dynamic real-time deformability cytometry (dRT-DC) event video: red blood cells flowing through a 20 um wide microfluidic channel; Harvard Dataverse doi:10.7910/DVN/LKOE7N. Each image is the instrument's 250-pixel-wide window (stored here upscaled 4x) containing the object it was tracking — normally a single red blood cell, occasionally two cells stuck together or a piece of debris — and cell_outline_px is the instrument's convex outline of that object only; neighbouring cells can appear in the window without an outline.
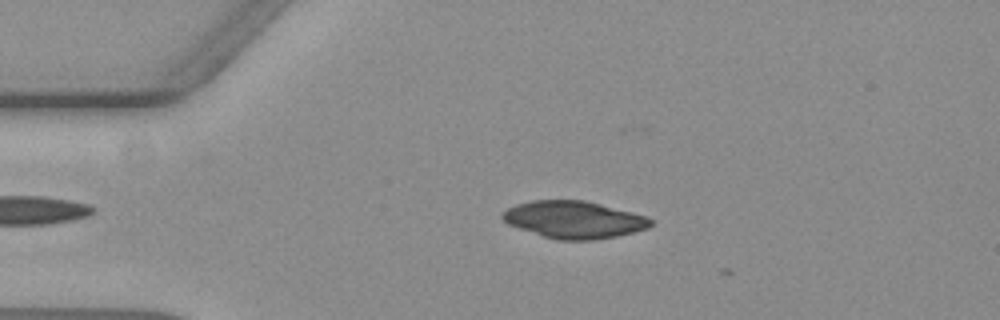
{"species": "common noctule bat (a hibernating species)", "species_latin": "Nyctalus noctula", "temperature_condition": "warm", "stored_images_in_passage": 5, "camera_frame_rate_fps": 3000, "um_per_image_px": 0.085, "animal": {"sex": "female", "body_mass_g": 19.3, "forearm_length_mm": 54.1}, "frame": {"image": 1, "passage_image": 4, "time_ms": 1.0, "image_size_px": [1000, 320], "cell_outline_px": [[652, 224], [648, 228], [616, 236], [592, 240], [556, 240], [508, 224], [500, 216], [508, 208], [516, 204], [532, 200], [584, 200], [648, 216], [652, 220]], "centroid_in_image_um": [48.79, 18.67], "position_along_channel_um": 36.2, "area_um2": 31.91}}